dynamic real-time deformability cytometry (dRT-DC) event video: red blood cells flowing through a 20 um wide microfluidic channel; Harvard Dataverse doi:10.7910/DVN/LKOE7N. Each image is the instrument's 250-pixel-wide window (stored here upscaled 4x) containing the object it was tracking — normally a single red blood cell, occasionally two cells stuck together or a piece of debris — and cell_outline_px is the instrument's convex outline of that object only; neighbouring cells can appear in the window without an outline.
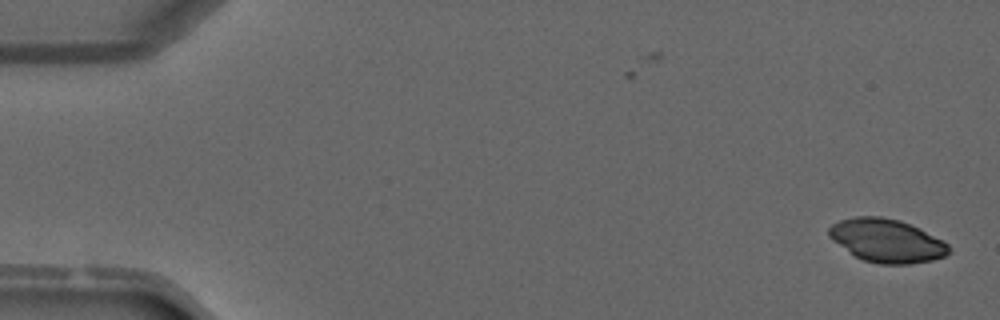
{"species": "common noctule bat (a hibernating species)", "species_latin": "Nyctalus noctula", "temperature_condition": "warm", "stored_images_in_passage": 4, "camera_frame_rate_fps": 3000, "um_per_image_px": 0.085, "animal": {"sex": "male", "forearm_length_mm": 52.5}, "frame": {"image": 1, "passage_image": 1, "time_ms": 0.0, "image_size_px": [1000, 320], "cell_outline_px": [[952, 252], [944, 256], [932, 260], [908, 264], [880, 264], [864, 260], [856, 256], [832, 240], [828, 236], [828, 228], [832, 224], [840, 220], [856, 216], [880, 216], [900, 220], [920, 228], [944, 240], [948, 244]], "centroid_in_image_um": [75.4, 20.44], "position_along_channel_um": 9.6, "area_um2": 30.35}}